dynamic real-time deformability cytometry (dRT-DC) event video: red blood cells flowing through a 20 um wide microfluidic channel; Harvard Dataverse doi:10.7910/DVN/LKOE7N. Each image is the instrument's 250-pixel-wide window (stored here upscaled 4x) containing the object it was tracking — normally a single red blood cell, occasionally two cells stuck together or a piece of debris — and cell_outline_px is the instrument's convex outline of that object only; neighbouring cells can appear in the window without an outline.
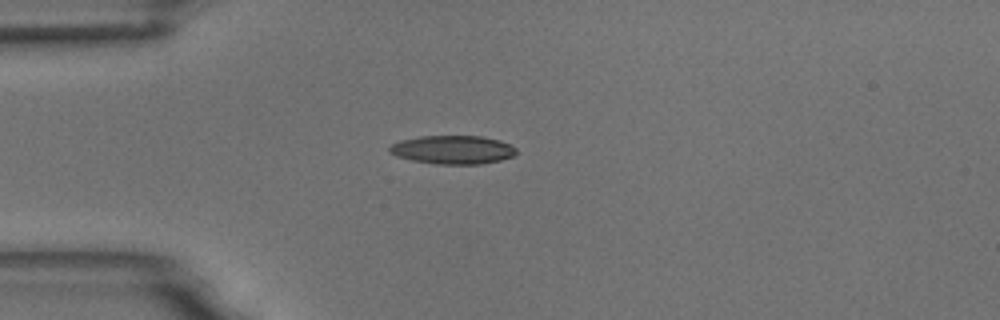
{"species": "common noctule bat (a hibernating species)", "species_latin": "Nyctalus noctula", "temperature_condition": "room temperature", "stored_images_in_passage": 41, "camera_frame_rate_fps": 3000, "um_per_image_px": 0.085, "animal": {"sex": "male", "body_mass_g": 18.8}, "frame": {"image": 1, "passage_image": 1, "time_ms": 0.0, "image_size_px": [1000, 320], "cell_outline_px": [[516, 152], [512, 156], [500, 160], [480, 164], [436, 164], [412, 160], [396, 156], [388, 152], [388, 148], [392, 144], [400, 140], [420, 136], [480, 136], [500, 140], [516, 148]], "centroid_in_image_um": [38.45, 12.72], "position_along_channel_um": 46.6, "area_um2": 21.04}}
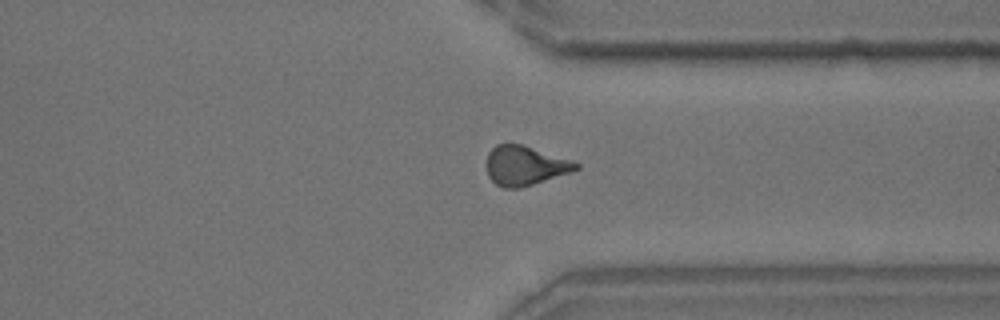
{"frame": {"image": 2, "passage_image": 28, "time_ms": 9.0, "image_size_px": [1000, 320], "cell_outline_px": [[580, 168], [572, 172], [520, 188], [504, 188], [496, 184], [488, 176], [484, 164], [488, 152], [496, 144], [520, 144], [572, 160], [580, 164]], "centroid_in_image_um": [44.59, 14.08], "position_along_channel_um": 366.8, "area_um2": 20.69}}
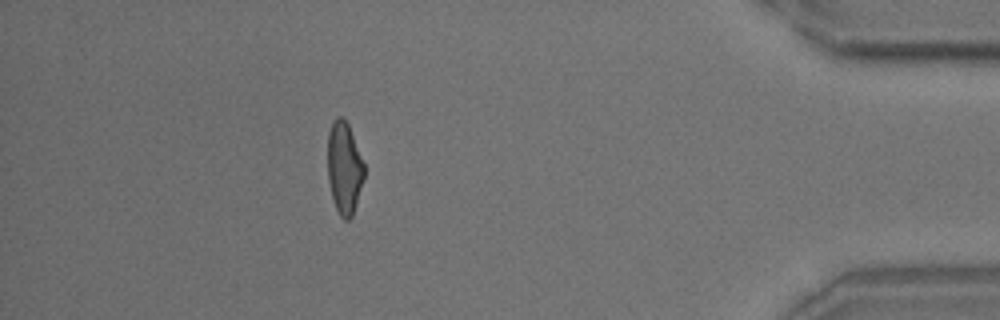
{"frame": {"image": 3, "passage_image": 35, "time_ms": 11.333, "image_size_px": [1000, 320], "cell_outline_px": [[364, 180], [352, 216], [348, 220], [344, 220], [340, 216], [332, 200], [328, 180], [328, 132], [332, 120], [336, 116], [344, 116], [348, 124], [364, 164]], "centroid_in_image_um": [29.25, 14.26], "position_along_channel_um": 406.0, "area_um2": 19.77}, "authors_computed_cell_mechanics": {"area_um2": 20.4034, "velocity_mm_per_s": 3.7342, "shape_relaxation_time_tau1_ms": 4.8335, "shape_relaxation_time_tau2_ms": 2.6269, "deformation_change_tau1": 0.1666, "deformation_change_tau2": 0.0985}}